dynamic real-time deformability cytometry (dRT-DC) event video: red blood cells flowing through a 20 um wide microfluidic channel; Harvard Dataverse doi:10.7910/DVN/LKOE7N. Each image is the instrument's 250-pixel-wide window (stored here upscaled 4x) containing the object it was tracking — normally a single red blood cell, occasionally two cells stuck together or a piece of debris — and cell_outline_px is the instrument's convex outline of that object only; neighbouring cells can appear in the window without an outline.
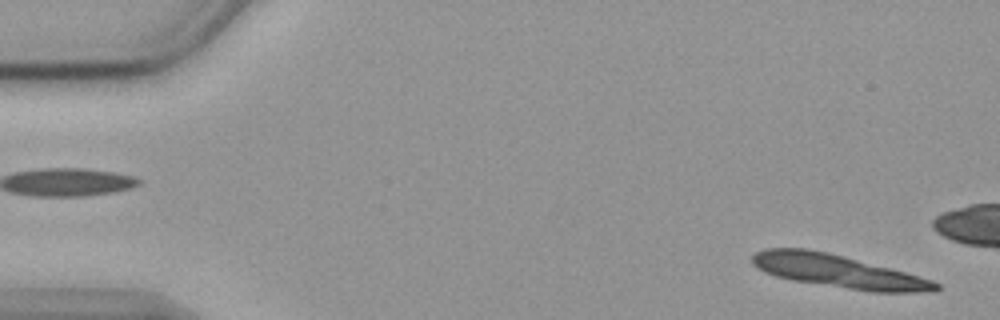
{"species": "common noctule bat (a hibernating species)", "species_latin": "Nyctalus noctula", "temperature_condition": "cold", "stored_images_in_passage": 12, "camera_frame_rate_fps": 3000, "um_per_image_px": 0.085, "animal": {"sex": "female", "body_mass_g": 19.9}, "frame": {"image": 1, "passage_image": 1, "time_ms": 0.0, "image_size_px": [1000, 320], "cell_outline_px": [[940, 288], [916, 292], [872, 292], [792, 280], [776, 276], [764, 272], [752, 264], [752, 256], [756, 252], [764, 248], [808, 248], [828, 252], [904, 272], [932, 280], [940, 284]], "centroid_in_image_um": [71.15, 23.04], "position_along_channel_um": 13.8, "area_um2": 34.8}}